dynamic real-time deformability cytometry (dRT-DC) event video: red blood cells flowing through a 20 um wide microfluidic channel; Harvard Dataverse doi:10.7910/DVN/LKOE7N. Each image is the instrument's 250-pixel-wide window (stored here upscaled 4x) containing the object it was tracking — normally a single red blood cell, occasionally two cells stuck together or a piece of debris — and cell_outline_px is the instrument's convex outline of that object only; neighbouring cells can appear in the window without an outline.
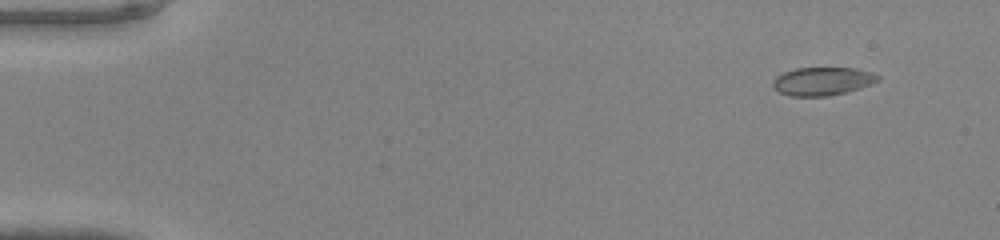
{"species": "common noctule bat (a hibernating species)", "species_latin": "Nyctalus noctula", "temperature_condition": "warm", "stored_images_in_passage": 47, "camera_frame_rate_fps": 3000, "um_per_image_px": 0.085, "animal": {"sex": "male", "body_mass_g": 20.0, "forearm_length_mm": 53.3}, "frame": {"image": 1, "passage_image": 4, "time_ms": 1.0, "image_size_px": [1000, 240], "cell_outline_px": [[880, 80], [872, 84], [848, 92], [828, 96], [788, 96], [780, 92], [772, 84], [772, 80], [776, 76], [784, 72], [796, 68], [856, 68], [872, 72], [880, 76]], "centroid_in_image_um": [69.94, 6.9], "position_along_channel_um": 15.1, "area_um2": 17.4}}
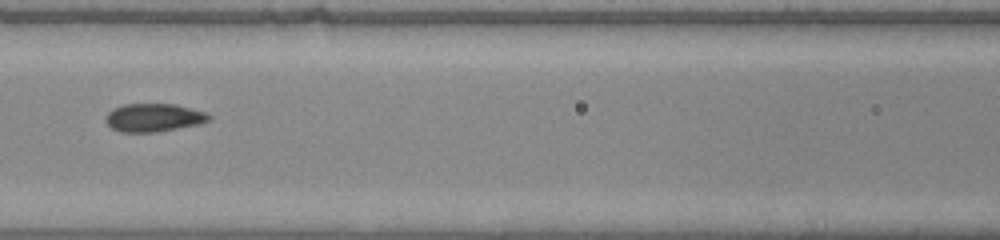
{"frame": {"image": 2, "passage_image": 22, "time_ms": 7.0, "image_size_px": [1000, 240], "cell_outline_px": [[212, 120], [200, 124], [156, 132], [124, 132], [112, 128], [104, 120], [104, 116], [112, 108], [124, 104], [176, 104], [204, 112], [212, 116]], "centroid_in_image_um": [13.06, 9.99], "position_along_channel_um": 153.5, "area_um2": 17.05}}
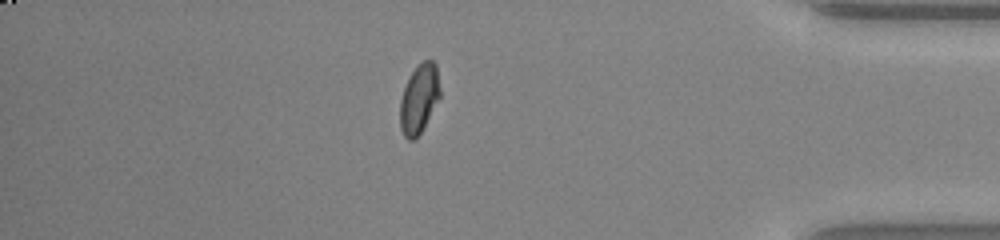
{"frame": {"image": 3, "passage_image": 41, "time_ms": 13.333, "image_size_px": [1000, 240], "cell_outline_px": [[440, 96], [420, 132], [412, 140], [408, 140], [404, 136], [400, 128], [400, 100], [408, 76], [424, 60], [432, 60], [436, 64], [440, 88]], "centroid_in_image_um": [35.61, 8.37], "position_along_channel_um": 399.6, "area_um2": 15.78}}